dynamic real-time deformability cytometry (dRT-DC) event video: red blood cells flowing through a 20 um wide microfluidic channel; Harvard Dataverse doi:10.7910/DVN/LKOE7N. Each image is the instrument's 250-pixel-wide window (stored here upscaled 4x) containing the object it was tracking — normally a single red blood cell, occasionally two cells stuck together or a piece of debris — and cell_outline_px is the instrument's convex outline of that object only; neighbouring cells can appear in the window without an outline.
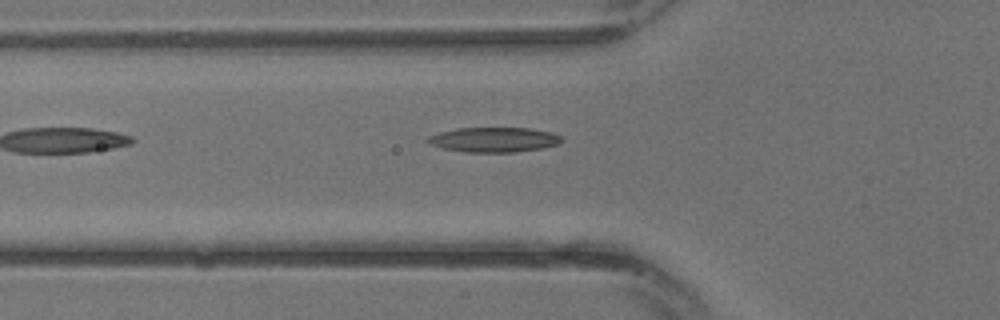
{"species": "common noctule bat (a hibernating species)", "species_latin": "Nyctalus noctula", "temperature_condition": "warm", "stored_images_in_passage": 4, "camera_frame_rate_fps": 3000, "um_per_image_px": 0.085, "animal": {"sex": "male", "body_mass_g": 13.3}, "frame": {"image": 1, "passage_image": 4, "time_ms": 1.0, "image_size_px": [1000, 320], "cell_outline_px": [[564, 140], [560, 144], [540, 148], [512, 152], [468, 152], [444, 148], [428, 144], [424, 140], [428, 136], [440, 132], [456, 128], [528, 128], [552, 132], [560, 136]], "centroid_in_image_um": [41.97, 11.86], "position_along_channel_um": 83.8, "area_um2": 19.36}}